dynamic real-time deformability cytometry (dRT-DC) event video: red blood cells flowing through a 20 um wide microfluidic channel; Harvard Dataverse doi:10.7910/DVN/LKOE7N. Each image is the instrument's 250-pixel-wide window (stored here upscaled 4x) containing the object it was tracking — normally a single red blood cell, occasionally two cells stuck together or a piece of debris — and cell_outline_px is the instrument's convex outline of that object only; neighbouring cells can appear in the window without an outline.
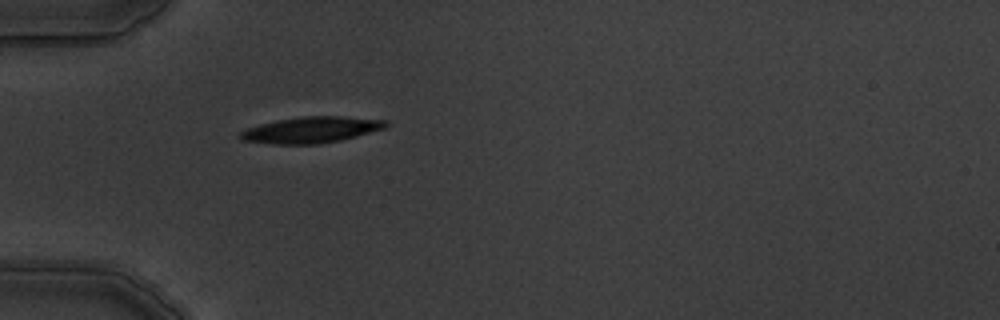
{"species": "common noctule bat (a hibernating species)", "species_latin": "Nyctalus noctula", "temperature_condition": "warm", "stored_images_in_passage": 1, "camera_frame_rate_fps": 3000, "um_per_image_px": 0.085, "animal": {"sex": "male", "body_mass_g": 19.5, "forearm_length_mm": 54.6}, "frame": {"image": 1, "passage_image": 1, "time_ms": 0.0, "image_size_px": [1000, 320], "cell_outline_px": [[388, 124], [384, 128], [356, 136], [340, 140], [320, 144], [276, 144], [244, 140], [236, 136], [240, 132], [248, 128], [260, 124], [276, 120], [304, 116], [340, 116], [388, 120]], "centroid_in_image_um": [26.45, 11.03], "position_along_channel_um": 58.6, "area_um2": 22.02}}